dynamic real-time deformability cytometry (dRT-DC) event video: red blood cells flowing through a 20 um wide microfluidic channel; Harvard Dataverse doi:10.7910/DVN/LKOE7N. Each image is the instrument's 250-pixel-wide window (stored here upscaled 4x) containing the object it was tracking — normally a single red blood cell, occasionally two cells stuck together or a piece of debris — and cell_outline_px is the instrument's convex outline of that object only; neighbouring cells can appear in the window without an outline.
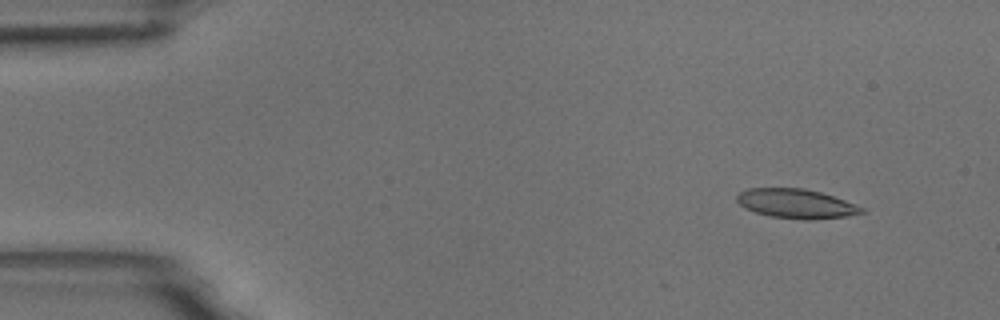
{"species": "common noctule bat (a hibernating species)", "species_latin": "Nyctalus noctula", "temperature_condition": "room temperature", "stored_images_in_passage": 5, "camera_frame_rate_fps": 3000, "um_per_image_px": 0.085, "animal": {"sex": "male", "body_mass_g": 18.8}, "frame": {"image": 1, "passage_image": 2, "time_ms": 1.0, "image_size_px": [1000, 320], "cell_outline_px": [[864, 212], [844, 216], [812, 220], [804, 220], [772, 216], [756, 212], [744, 208], [736, 200], [736, 196], [740, 192], [748, 188], [804, 188], [820, 192], [844, 200], [864, 208]], "centroid_in_image_um": [67.64, 17.3], "position_along_channel_um": 17.4, "area_um2": 21.1}}
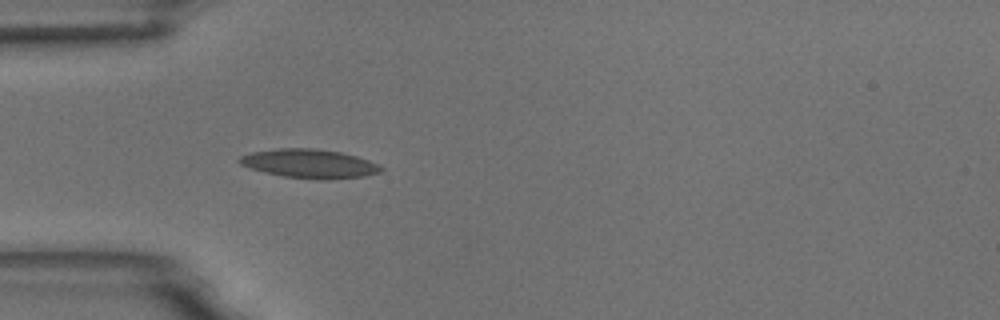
{"frame": {"image": 2, "passage_image": 5, "time_ms": 4.667, "image_size_px": [1000, 320], "cell_outline_px": [[384, 168], [380, 172], [364, 176], [328, 180], [320, 180], [284, 176], [264, 172], [248, 168], [240, 164], [236, 160], [240, 156], [252, 152], [276, 148], [316, 148], [340, 152], [356, 156], [380, 164]], "centroid_in_image_um": [26.29, 13.91], "position_along_channel_um": 58.7, "area_um2": 24.04}}